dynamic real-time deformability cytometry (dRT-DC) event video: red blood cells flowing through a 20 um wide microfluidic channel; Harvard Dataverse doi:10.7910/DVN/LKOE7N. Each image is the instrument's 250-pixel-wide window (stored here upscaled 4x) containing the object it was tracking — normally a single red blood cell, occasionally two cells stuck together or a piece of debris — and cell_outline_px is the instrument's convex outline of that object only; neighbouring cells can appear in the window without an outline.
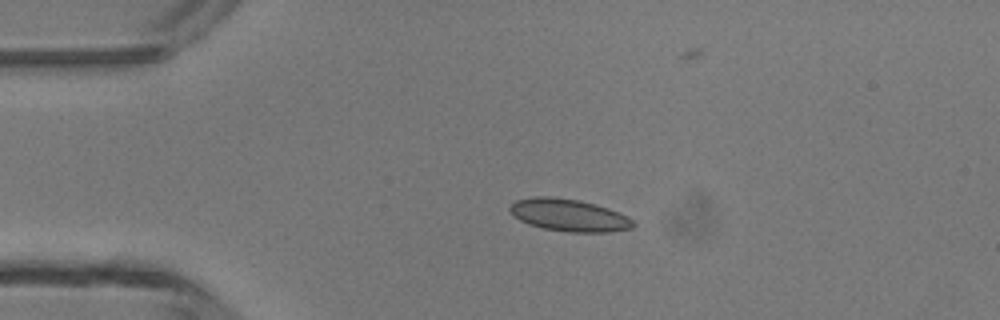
{"species": "common noctule bat (a hibernating species)", "species_latin": "Nyctalus noctula", "temperature_condition": "room temperature", "stored_images_in_passage": 3, "camera_frame_rate_fps": 3000, "um_per_image_px": 0.085, "animal": {"sex": "male", "body_mass_g": 13.3}, "frame": {"image": 1, "passage_image": 2, "time_ms": 1.333, "image_size_px": [1000, 320], "cell_outline_px": [[636, 224], [632, 228], [608, 232], [568, 232], [544, 228], [528, 224], [520, 220], [508, 208], [516, 200], [532, 196], [552, 196], [580, 200], [596, 204], [608, 208], [628, 216]], "centroid_in_image_um": [48.38, 18.28], "position_along_channel_um": 36.6, "area_um2": 23.24}}